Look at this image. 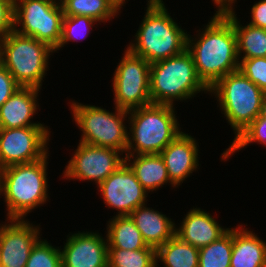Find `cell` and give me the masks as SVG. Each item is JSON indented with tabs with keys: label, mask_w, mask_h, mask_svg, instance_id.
I'll use <instances>...</instances> for the list:
<instances>
[{
	"label": "cell",
	"mask_w": 266,
	"mask_h": 267,
	"mask_svg": "<svg viewBox=\"0 0 266 267\" xmlns=\"http://www.w3.org/2000/svg\"><path fill=\"white\" fill-rule=\"evenodd\" d=\"M202 30L195 40L187 35L186 50L198 77L210 89L219 79L239 70L237 37L232 22L219 9Z\"/></svg>",
	"instance_id": "cell-1"
},
{
	"label": "cell",
	"mask_w": 266,
	"mask_h": 267,
	"mask_svg": "<svg viewBox=\"0 0 266 267\" xmlns=\"http://www.w3.org/2000/svg\"><path fill=\"white\" fill-rule=\"evenodd\" d=\"M146 13L127 49L150 64L183 53L187 47V32L168 13L163 0H155Z\"/></svg>",
	"instance_id": "cell-2"
},
{
	"label": "cell",
	"mask_w": 266,
	"mask_h": 267,
	"mask_svg": "<svg viewBox=\"0 0 266 267\" xmlns=\"http://www.w3.org/2000/svg\"><path fill=\"white\" fill-rule=\"evenodd\" d=\"M16 164L0 170V195L6 203L7 220H24L35 207L48 199L47 158Z\"/></svg>",
	"instance_id": "cell-3"
},
{
	"label": "cell",
	"mask_w": 266,
	"mask_h": 267,
	"mask_svg": "<svg viewBox=\"0 0 266 267\" xmlns=\"http://www.w3.org/2000/svg\"><path fill=\"white\" fill-rule=\"evenodd\" d=\"M174 110L171 105L152 103L128 111L125 155L159 154L182 132Z\"/></svg>",
	"instance_id": "cell-4"
},
{
	"label": "cell",
	"mask_w": 266,
	"mask_h": 267,
	"mask_svg": "<svg viewBox=\"0 0 266 267\" xmlns=\"http://www.w3.org/2000/svg\"><path fill=\"white\" fill-rule=\"evenodd\" d=\"M150 99L153 104L174 106L209 88L198 77L191 54L183 53L150 64Z\"/></svg>",
	"instance_id": "cell-5"
},
{
	"label": "cell",
	"mask_w": 266,
	"mask_h": 267,
	"mask_svg": "<svg viewBox=\"0 0 266 267\" xmlns=\"http://www.w3.org/2000/svg\"><path fill=\"white\" fill-rule=\"evenodd\" d=\"M54 52L48 44L15 30L0 41V63L21 87L41 89Z\"/></svg>",
	"instance_id": "cell-6"
},
{
	"label": "cell",
	"mask_w": 266,
	"mask_h": 267,
	"mask_svg": "<svg viewBox=\"0 0 266 267\" xmlns=\"http://www.w3.org/2000/svg\"><path fill=\"white\" fill-rule=\"evenodd\" d=\"M209 93H213L219 101L222 114L234 130V139L260 115L265 95L240 70L219 79Z\"/></svg>",
	"instance_id": "cell-7"
},
{
	"label": "cell",
	"mask_w": 266,
	"mask_h": 267,
	"mask_svg": "<svg viewBox=\"0 0 266 267\" xmlns=\"http://www.w3.org/2000/svg\"><path fill=\"white\" fill-rule=\"evenodd\" d=\"M71 113L81 129L80 142L126 152L128 130L124 123L128 111L115 107L114 113L94 105L72 101Z\"/></svg>",
	"instance_id": "cell-8"
},
{
	"label": "cell",
	"mask_w": 266,
	"mask_h": 267,
	"mask_svg": "<svg viewBox=\"0 0 266 267\" xmlns=\"http://www.w3.org/2000/svg\"><path fill=\"white\" fill-rule=\"evenodd\" d=\"M63 17L61 4L53 0H14V30L54 50L61 40Z\"/></svg>",
	"instance_id": "cell-9"
},
{
	"label": "cell",
	"mask_w": 266,
	"mask_h": 267,
	"mask_svg": "<svg viewBox=\"0 0 266 267\" xmlns=\"http://www.w3.org/2000/svg\"><path fill=\"white\" fill-rule=\"evenodd\" d=\"M123 55L112 78L115 107L130 111L152 104L150 63L127 48Z\"/></svg>",
	"instance_id": "cell-10"
},
{
	"label": "cell",
	"mask_w": 266,
	"mask_h": 267,
	"mask_svg": "<svg viewBox=\"0 0 266 267\" xmlns=\"http://www.w3.org/2000/svg\"><path fill=\"white\" fill-rule=\"evenodd\" d=\"M49 137L47 126L0 128V170L44 158L49 152Z\"/></svg>",
	"instance_id": "cell-11"
},
{
	"label": "cell",
	"mask_w": 266,
	"mask_h": 267,
	"mask_svg": "<svg viewBox=\"0 0 266 267\" xmlns=\"http://www.w3.org/2000/svg\"><path fill=\"white\" fill-rule=\"evenodd\" d=\"M121 154L116 149L79 142L63 176L69 180L94 181L98 186L125 162Z\"/></svg>",
	"instance_id": "cell-12"
},
{
	"label": "cell",
	"mask_w": 266,
	"mask_h": 267,
	"mask_svg": "<svg viewBox=\"0 0 266 267\" xmlns=\"http://www.w3.org/2000/svg\"><path fill=\"white\" fill-rule=\"evenodd\" d=\"M108 208L116 209L117 216L130 215L147 202V191L137 180L126 162L122 163L98 187Z\"/></svg>",
	"instance_id": "cell-13"
},
{
	"label": "cell",
	"mask_w": 266,
	"mask_h": 267,
	"mask_svg": "<svg viewBox=\"0 0 266 267\" xmlns=\"http://www.w3.org/2000/svg\"><path fill=\"white\" fill-rule=\"evenodd\" d=\"M39 239L40 227L26 219H9L0 225L1 267H25Z\"/></svg>",
	"instance_id": "cell-14"
},
{
	"label": "cell",
	"mask_w": 266,
	"mask_h": 267,
	"mask_svg": "<svg viewBox=\"0 0 266 267\" xmlns=\"http://www.w3.org/2000/svg\"><path fill=\"white\" fill-rule=\"evenodd\" d=\"M60 251L62 267H108L107 238L98 232L68 235Z\"/></svg>",
	"instance_id": "cell-15"
},
{
	"label": "cell",
	"mask_w": 266,
	"mask_h": 267,
	"mask_svg": "<svg viewBox=\"0 0 266 267\" xmlns=\"http://www.w3.org/2000/svg\"><path fill=\"white\" fill-rule=\"evenodd\" d=\"M197 145L194 137L181 132L159 153L167 168L170 181L175 186L181 185L198 168Z\"/></svg>",
	"instance_id": "cell-16"
},
{
	"label": "cell",
	"mask_w": 266,
	"mask_h": 267,
	"mask_svg": "<svg viewBox=\"0 0 266 267\" xmlns=\"http://www.w3.org/2000/svg\"><path fill=\"white\" fill-rule=\"evenodd\" d=\"M175 234L197 249L218 240L230 228H222L216 218L203 209L193 208L187 212Z\"/></svg>",
	"instance_id": "cell-17"
},
{
	"label": "cell",
	"mask_w": 266,
	"mask_h": 267,
	"mask_svg": "<svg viewBox=\"0 0 266 267\" xmlns=\"http://www.w3.org/2000/svg\"><path fill=\"white\" fill-rule=\"evenodd\" d=\"M40 89L33 87H20L0 107V128H21L28 126H44L31 121L39 104L37 102Z\"/></svg>",
	"instance_id": "cell-18"
},
{
	"label": "cell",
	"mask_w": 266,
	"mask_h": 267,
	"mask_svg": "<svg viewBox=\"0 0 266 267\" xmlns=\"http://www.w3.org/2000/svg\"><path fill=\"white\" fill-rule=\"evenodd\" d=\"M129 216L141 232L146 244L155 249L175 235L176 225L172 219L147 207L146 204L136 208Z\"/></svg>",
	"instance_id": "cell-19"
},
{
	"label": "cell",
	"mask_w": 266,
	"mask_h": 267,
	"mask_svg": "<svg viewBox=\"0 0 266 267\" xmlns=\"http://www.w3.org/2000/svg\"><path fill=\"white\" fill-rule=\"evenodd\" d=\"M242 225L233 228L230 267H264L266 242ZM245 229V230H244Z\"/></svg>",
	"instance_id": "cell-20"
},
{
	"label": "cell",
	"mask_w": 266,
	"mask_h": 267,
	"mask_svg": "<svg viewBox=\"0 0 266 267\" xmlns=\"http://www.w3.org/2000/svg\"><path fill=\"white\" fill-rule=\"evenodd\" d=\"M125 162L134 172L142 187L149 193L167 184L176 187L168 176L167 168L160 154L125 155ZM133 160V161H131Z\"/></svg>",
	"instance_id": "cell-21"
},
{
	"label": "cell",
	"mask_w": 266,
	"mask_h": 267,
	"mask_svg": "<svg viewBox=\"0 0 266 267\" xmlns=\"http://www.w3.org/2000/svg\"><path fill=\"white\" fill-rule=\"evenodd\" d=\"M233 24L237 37V54L239 62L243 59L266 57V29L238 21L232 6L219 9ZM243 55L241 56V54ZM241 56V57H240Z\"/></svg>",
	"instance_id": "cell-22"
},
{
	"label": "cell",
	"mask_w": 266,
	"mask_h": 267,
	"mask_svg": "<svg viewBox=\"0 0 266 267\" xmlns=\"http://www.w3.org/2000/svg\"><path fill=\"white\" fill-rule=\"evenodd\" d=\"M108 248L138 250L148 247L129 215L114 216L107 225Z\"/></svg>",
	"instance_id": "cell-23"
},
{
	"label": "cell",
	"mask_w": 266,
	"mask_h": 267,
	"mask_svg": "<svg viewBox=\"0 0 266 267\" xmlns=\"http://www.w3.org/2000/svg\"><path fill=\"white\" fill-rule=\"evenodd\" d=\"M158 259L164 267H199V249L175 234L156 249V263Z\"/></svg>",
	"instance_id": "cell-24"
},
{
	"label": "cell",
	"mask_w": 266,
	"mask_h": 267,
	"mask_svg": "<svg viewBox=\"0 0 266 267\" xmlns=\"http://www.w3.org/2000/svg\"><path fill=\"white\" fill-rule=\"evenodd\" d=\"M60 4L64 16H88L99 23L115 18L120 11L112 0H64Z\"/></svg>",
	"instance_id": "cell-25"
},
{
	"label": "cell",
	"mask_w": 266,
	"mask_h": 267,
	"mask_svg": "<svg viewBox=\"0 0 266 267\" xmlns=\"http://www.w3.org/2000/svg\"><path fill=\"white\" fill-rule=\"evenodd\" d=\"M233 228L218 240L199 249V267H230Z\"/></svg>",
	"instance_id": "cell-26"
},
{
	"label": "cell",
	"mask_w": 266,
	"mask_h": 267,
	"mask_svg": "<svg viewBox=\"0 0 266 267\" xmlns=\"http://www.w3.org/2000/svg\"><path fill=\"white\" fill-rule=\"evenodd\" d=\"M156 249L125 250L108 248V267H157Z\"/></svg>",
	"instance_id": "cell-27"
},
{
	"label": "cell",
	"mask_w": 266,
	"mask_h": 267,
	"mask_svg": "<svg viewBox=\"0 0 266 267\" xmlns=\"http://www.w3.org/2000/svg\"><path fill=\"white\" fill-rule=\"evenodd\" d=\"M254 142L266 145V119L260 115L232 141L229 148L221 154V159L227 160L233 153Z\"/></svg>",
	"instance_id": "cell-28"
},
{
	"label": "cell",
	"mask_w": 266,
	"mask_h": 267,
	"mask_svg": "<svg viewBox=\"0 0 266 267\" xmlns=\"http://www.w3.org/2000/svg\"><path fill=\"white\" fill-rule=\"evenodd\" d=\"M95 23H97V21L88 16H64L61 40L54 51L56 52L72 40L77 42V40L84 39L89 35L90 28H92Z\"/></svg>",
	"instance_id": "cell-29"
},
{
	"label": "cell",
	"mask_w": 266,
	"mask_h": 267,
	"mask_svg": "<svg viewBox=\"0 0 266 267\" xmlns=\"http://www.w3.org/2000/svg\"><path fill=\"white\" fill-rule=\"evenodd\" d=\"M25 267H62L60 248L40 238L33 246Z\"/></svg>",
	"instance_id": "cell-30"
},
{
	"label": "cell",
	"mask_w": 266,
	"mask_h": 267,
	"mask_svg": "<svg viewBox=\"0 0 266 267\" xmlns=\"http://www.w3.org/2000/svg\"><path fill=\"white\" fill-rule=\"evenodd\" d=\"M239 70L266 93V57L243 59Z\"/></svg>",
	"instance_id": "cell-31"
},
{
	"label": "cell",
	"mask_w": 266,
	"mask_h": 267,
	"mask_svg": "<svg viewBox=\"0 0 266 267\" xmlns=\"http://www.w3.org/2000/svg\"><path fill=\"white\" fill-rule=\"evenodd\" d=\"M14 30V0H0V41Z\"/></svg>",
	"instance_id": "cell-32"
},
{
	"label": "cell",
	"mask_w": 266,
	"mask_h": 267,
	"mask_svg": "<svg viewBox=\"0 0 266 267\" xmlns=\"http://www.w3.org/2000/svg\"><path fill=\"white\" fill-rule=\"evenodd\" d=\"M21 86L14 80L11 73L0 63V107Z\"/></svg>",
	"instance_id": "cell-33"
},
{
	"label": "cell",
	"mask_w": 266,
	"mask_h": 267,
	"mask_svg": "<svg viewBox=\"0 0 266 267\" xmlns=\"http://www.w3.org/2000/svg\"><path fill=\"white\" fill-rule=\"evenodd\" d=\"M252 26L266 29V0H260L251 8Z\"/></svg>",
	"instance_id": "cell-34"
},
{
	"label": "cell",
	"mask_w": 266,
	"mask_h": 267,
	"mask_svg": "<svg viewBox=\"0 0 266 267\" xmlns=\"http://www.w3.org/2000/svg\"><path fill=\"white\" fill-rule=\"evenodd\" d=\"M214 1V4H216L217 8H223L228 6H233V3L236 2V0H212Z\"/></svg>",
	"instance_id": "cell-35"
},
{
	"label": "cell",
	"mask_w": 266,
	"mask_h": 267,
	"mask_svg": "<svg viewBox=\"0 0 266 267\" xmlns=\"http://www.w3.org/2000/svg\"><path fill=\"white\" fill-rule=\"evenodd\" d=\"M260 116L266 119V93H265L263 100H262Z\"/></svg>",
	"instance_id": "cell-36"
},
{
	"label": "cell",
	"mask_w": 266,
	"mask_h": 267,
	"mask_svg": "<svg viewBox=\"0 0 266 267\" xmlns=\"http://www.w3.org/2000/svg\"><path fill=\"white\" fill-rule=\"evenodd\" d=\"M112 1L116 4V6H117L119 9H121L122 6H123L124 3H125V0H112Z\"/></svg>",
	"instance_id": "cell-37"
},
{
	"label": "cell",
	"mask_w": 266,
	"mask_h": 267,
	"mask_svg": "<svg viewBox=\"0 0 266 267\" xmlns=\"http://www.w3.org/2000/svg\"><path fill=\"white\" fill-rule=\"evenodd\" d=\"M53 1H55V2H57V3H61V2H63L64 0H53Z\"/></svg>",
	"instance_id": "cell-38"
},
{
	"label": "cell",
	"mask_w": 266,
	"mask_h": 267,
	"mask_svg": "<svg viewBox=\"0 0 266 267\" xmlns=\"http://www.w3.org/2000/svg\"><path fill=\"white\" fill-rule=\"evenodd\" d=\"M153 1H155V0H148L147 4H149V3L153 2Z\"/></svg>",
	"instance_id": "cell-39"
}]
</instances>
